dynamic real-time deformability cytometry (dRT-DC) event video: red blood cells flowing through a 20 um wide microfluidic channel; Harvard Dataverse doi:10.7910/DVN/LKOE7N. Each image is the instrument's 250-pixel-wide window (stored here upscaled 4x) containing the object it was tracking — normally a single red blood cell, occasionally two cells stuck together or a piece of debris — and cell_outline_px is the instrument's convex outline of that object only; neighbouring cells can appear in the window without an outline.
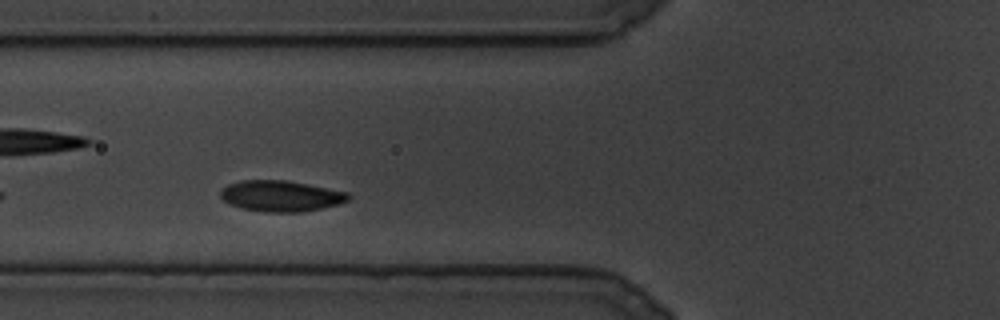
{"species": "common noctule bat (a hibernating species)", "species_latin": "Nyctalus noctula", "temperature_condition": "cold", "stored_images_in_passage": 58, "camera_frame_rate_fps": 3000, "um_per_image_px": 0.085, "animal": {"sex": "male", "body_mass_g": 19.5, "forearm_length_mm": 54.6}, "frame": {"image": 1, "passage_image": 13, "time_ms": 4.0, "image_size_px": [1000, 320], "cell_outline_px": [[352, 196], [348, 200], [340, 204], [304, 212], [264, 212], [240, 208], [224, 200], [220, 196], [220, 192], [228, 184], [240, 180], [288, 180], [348, 192]], "centroid_in_image_um": [23.91, 16.66], "position_along_channel_um": 101.9, "area_um2": 23.18}}
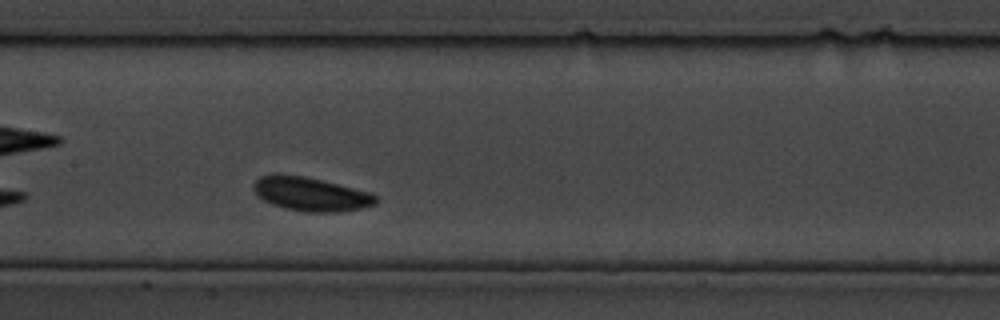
{"frame": {"image": 2, "passage_image": 27, "time_ms": 8.667, "image_size_px": [1000, 320], "cell_outline_px": [[376, 204], [360, 208], [340, 212], [308, 212], [284, 208], [272, 204], [256, 196], [252, 188], [252, 184], [260, 176], [304, 176], [372, 192], [376, 196]], "centroid_in_image_um": [26.43, 16.52], "position_along_channel_um": 181.0, "area_um2": 23.76}}
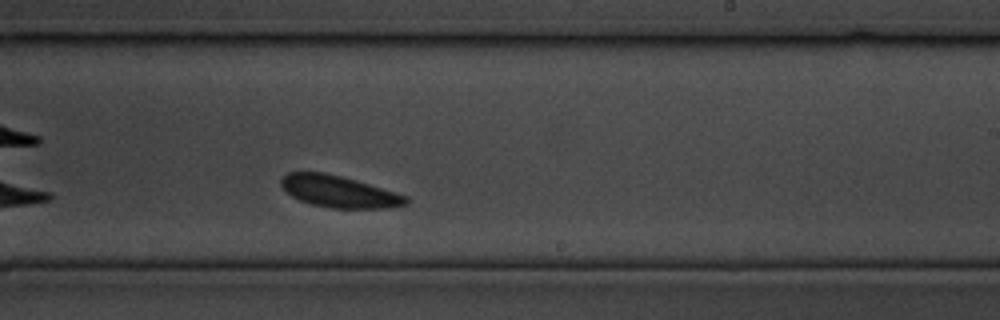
{"frame": {"image": 3, "passage_image": 41, "time_ms": 13.333, "image_size_px": [1000, 320], "cell_outline_px": [[408, 204], [388, 208], [332, 208], [312, 204], [300, 200], [292, 196], [280, 184], [280, 180], [288, 172], [324, 172], [356, 180], [408, 196]], "centroid_in_image_um": [28.83, 16.28], "position_along_channel_um": 260.2, "area_um2": 22.89}}